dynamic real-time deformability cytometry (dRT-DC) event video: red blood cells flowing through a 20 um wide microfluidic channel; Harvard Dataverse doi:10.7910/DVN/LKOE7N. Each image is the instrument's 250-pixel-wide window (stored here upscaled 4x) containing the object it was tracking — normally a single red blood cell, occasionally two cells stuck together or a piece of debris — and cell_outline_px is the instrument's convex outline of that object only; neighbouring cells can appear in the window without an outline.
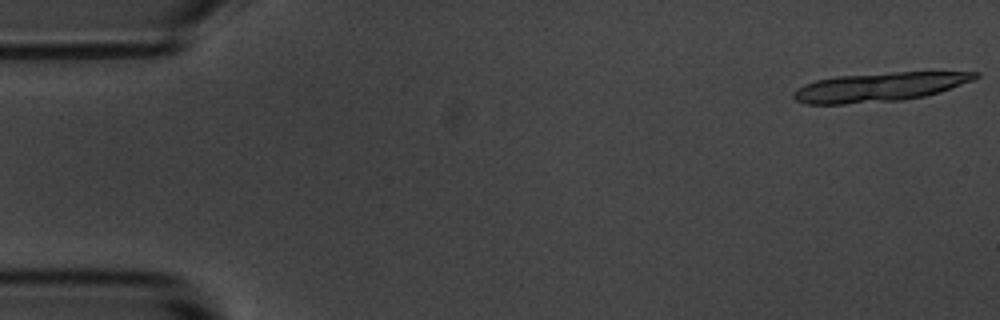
{"species": "common noctule bat (a hibernating species)", "species_latin": "Nyctalus noctula", "temperature_condition": "room temperature", "stored_images_in_passage": 7, "camera_frame_rate_fps": 3000, "um_per_image_px": 0.085, "animal": {"sex": "male", "body_mass_g": 20.1, "forearm_length_mm": 53.5}, "frame": {"image": 1, "passage_image": 1, "time_ms": 0.0, "image_size_px": [1000, 320], "cell_outline_px": [[980, 76], [972, 80], [940, 92], [924, 96], [904, 100], [844, 104], [804, 104], [796, 100], [792, 96], [792, 92], [804, 84], [816, 80], [836, 76], [888, 72], [980, 72]], "centroid_in_image_um": [74.71, 7.4], "position_along_channel_um": 10.3, "area_um2": 30.75}}
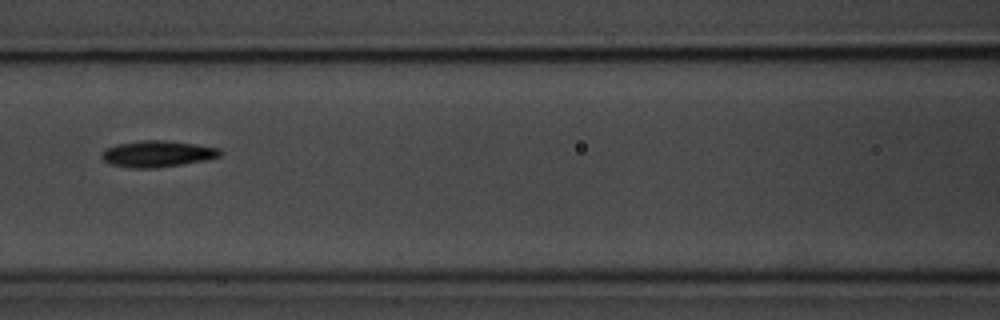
{"frame": {"image": 2, "passage_image": 7, "time_ms": 7.667, "image_size_px": [1000, 320], "cell_outline_px": [[224, 152], [220, 156], [204, 160], [156, 168], [132, 168], [108, 164], [100, 156], [104, 148], [116, 144], [140, 140], [164, 140], [196, 144], [220, 148]], "centroid_in_image_um": [13.34, 13.07], "position_along_channel_um": 153.3, "area_um2": 18.32}}